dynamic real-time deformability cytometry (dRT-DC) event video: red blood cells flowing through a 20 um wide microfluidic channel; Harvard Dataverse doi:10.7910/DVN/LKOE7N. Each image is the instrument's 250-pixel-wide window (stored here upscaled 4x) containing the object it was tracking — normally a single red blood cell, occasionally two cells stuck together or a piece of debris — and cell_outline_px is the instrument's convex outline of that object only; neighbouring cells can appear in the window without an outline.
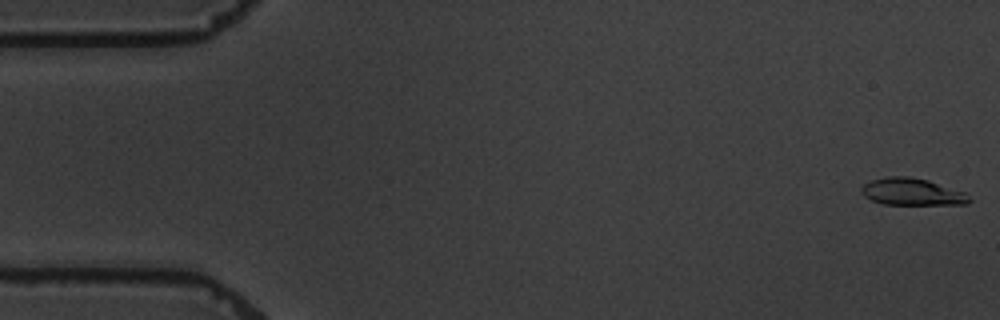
{"species": "common noctule bat (a hibernating species)", "species_latin": "Nyctalus noctula", "temperature_condition": "warm", "stored_images_in_passage": 5, "camera_frame_rate_fps": 3000, "um_per_image_px": 0.085, "animal": {"sex": "male", "body_mass_g": 19.5, "forearm_length_mm": 54.6}, "frame": {"image": 1, "passage_image": 1, "time_ms": 0.0, "image_size_px": [1000, 320], "cell_outline_px": [[972, 200], [968, 204], [884, 204], [872, 200], [864, 196], [860, 192], [860, 188], [864, 184], [872, 180], [888, 176], [908, 176], [928, 180], [964, 192]], "centroid_in_image_um": [77.5, 16.3], "position_along_channel_um": 7.5, "area_um2": 16.88}}
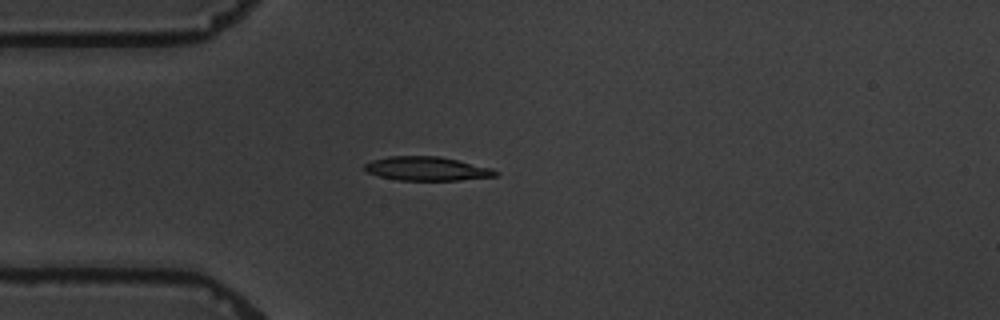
{"frame": {"image": 2, "passage_image": 4, "time_ms": 4.667, "image_size_px": [1000, 320], "cell_outline_px": [[500, 172], [496, 176], [460, 180], [396, 180], [380, 176], [368, 172], [364, 168], [364, 164], [372, 160], [388, 156], [440, 156], [492, 168]], "centroid_in_image_um": [36.29, 14.33], "position_along_channel_um": 48.7, "area_um2": 18.21}}